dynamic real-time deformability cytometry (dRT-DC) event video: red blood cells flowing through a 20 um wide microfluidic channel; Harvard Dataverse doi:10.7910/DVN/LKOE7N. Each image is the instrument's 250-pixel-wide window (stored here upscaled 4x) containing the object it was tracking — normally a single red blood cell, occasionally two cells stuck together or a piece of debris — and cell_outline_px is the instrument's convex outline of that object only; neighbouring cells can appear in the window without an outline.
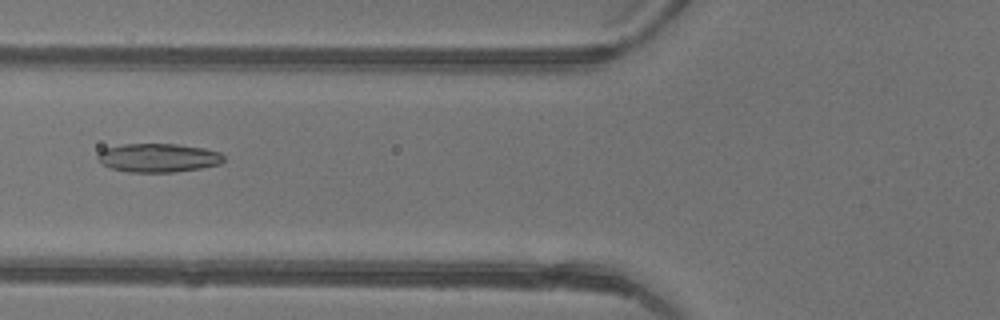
{"species": "common noctule bat (a hibernating species)", "species_latin": "Nyctalus noctula", "temperature_condition": "warm", "stored_images_in_passage": 45, "camera_frame_rate_fps": 3000, "um_per_image_px": 0.085, "animal": {"sex": "female"}, "frame": {"image": 1, "passage_image": 17, "time_ms": 5.333, "image_size_px": [1000, 320], "cell_outline_px": [[224, 160], [220, 164], [200, 168], [172, 172], [128, 172], [112, 168], [104, 164], [96, 156], [104, 148], [124, 144], [176, 144], [204, 148], [220, 152], [224, 156]], "centroid_in_image_um": [13.47, 13.41], "position_along_channel_um": 112.3, "area_um2": 20.92}}
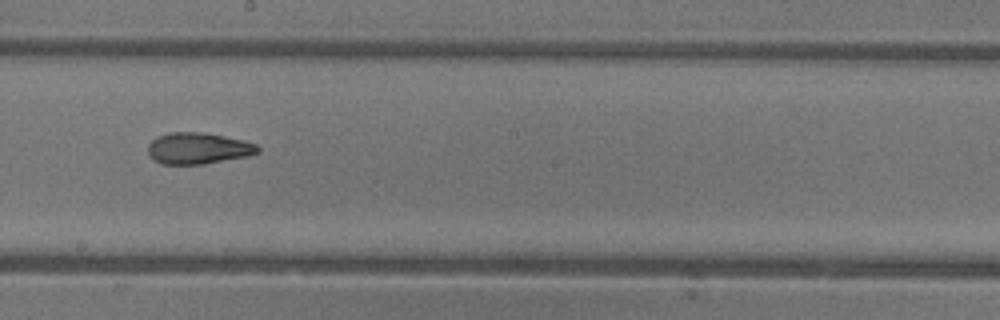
{"frame": {"image": 2, "passage_image": 25, "time_ms": 8.0, "image_size_px": [1000, 320], "cell_outline_px": [[260, 152], [248, 156], [204, 164], [160, 164], [152, 160], [148, 156], [148, 144], [156, 136], [168, 132], [200, 132], [244, 140], [256, 144], [260, 148]], "centroid_in_image_um": [16.8, 12.61], "position_along_channel_um": 231.4, "area_um2": 20.29}}
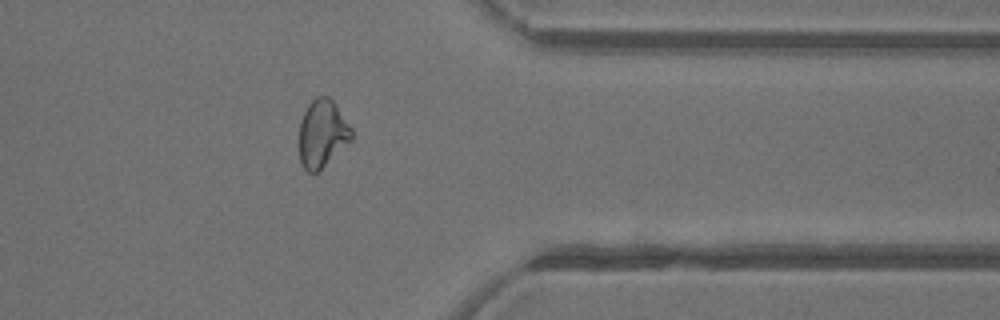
{"frame": {"image": 3, "passage_image": 36, "time_ms": 11.667, "image_size_px": [1000, 320], "cell_outline_px": [[352, 140], [316, 172], [308, 172], [304, 168], [300, 160], [300, 120], [308, 104], [316, 96], [328, 96], [336, 104], [352, 128]], "centroid_in_image_um": [27.4, 11.31], "position_along_channel_um": 384.0, "area_um2": 20.4}, "authors_computed_cell_mechanics": {"area_um2": 21.2126, "velocity_mm_per_s": 4.4584, "shape_relaxation_time_tau1_ms": null, "shape_relaxation_time_tau2_ms": 1.7595, "deformation_change_tau1": null, "deformation_change_tau2": 0.0943}}